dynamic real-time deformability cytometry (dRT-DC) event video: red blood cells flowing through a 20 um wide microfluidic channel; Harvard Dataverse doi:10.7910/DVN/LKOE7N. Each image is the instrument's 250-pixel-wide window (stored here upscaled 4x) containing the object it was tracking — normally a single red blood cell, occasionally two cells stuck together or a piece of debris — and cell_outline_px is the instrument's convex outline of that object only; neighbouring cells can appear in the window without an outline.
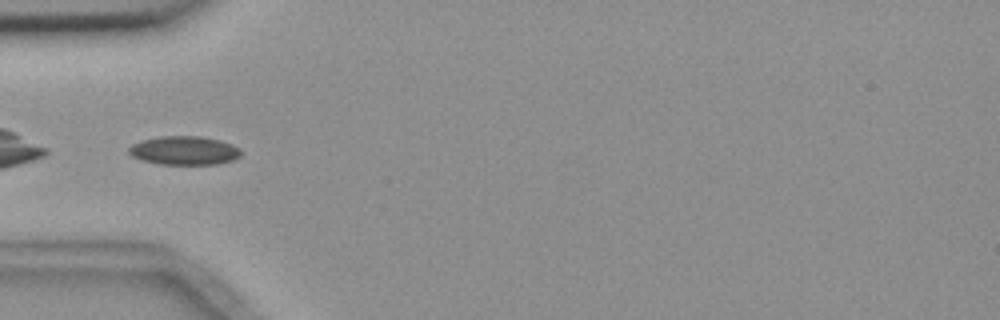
{"species": "common noctule bat (a hibernating species)", "species_latin": "Nyctalus noctula", "temperature_condition": "room temperature", "stored_images_in_passage": 5, "camera_frame_rate_fps": 3000, "um_per_image_px": 0.085, "animal": {"sex": "female", "body_mass_g": 18.4}, "frame": {"image": 1, "passage_image": 5, "time_ms": 4.667, "image_size_px": [1000, 320], "cell_outline_px": [[240, 156], [232, 160], [216, 164], [160, 164], [140, 160], [132, 156], [128, 152], [128, 148], [132, 144], [140, 140], [160, 136], [200, 136], [220, 140], [236, 148], [240, 152]], "centroid_in_image_um": [15.58, 12.79], "position_along_channel_um": 69.4, "area_um2": 18.61}}